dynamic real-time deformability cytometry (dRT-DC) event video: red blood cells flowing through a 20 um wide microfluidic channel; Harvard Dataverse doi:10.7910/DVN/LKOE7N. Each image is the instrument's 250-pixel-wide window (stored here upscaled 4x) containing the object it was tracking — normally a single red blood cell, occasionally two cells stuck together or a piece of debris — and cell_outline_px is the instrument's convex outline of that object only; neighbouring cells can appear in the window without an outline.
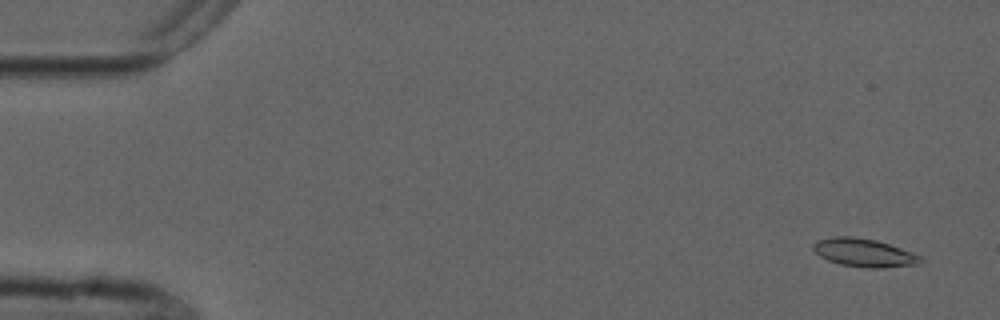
{"species": "common noctule bat (a hibernating species)", "species_latin": "Nyctalus noctula", "temperature_condition": "cold", "stored_images_in_passage": 7, "camera_frame_rate_fps": 3000, "um_per_image_px": 0.085, "animal": {"sex": "male", "forearm_length_mm": 52.5}, "frame": {"image": 1, "passage_image": 3, "time_ms": 0.667, "image_size_px": [1000, 320], "cell_outline_px": [[924, 260], [920, 264], [884, 268], [868, 268], [840, 264], [828, 260], [820, 256], [812, 248], [812, 244], [816, 240], [836, 236], [852, 236], [876, 240], [912, 252], [920, 256]], "centroid_in_image_um": [73.45, 21.48], "position_along_channel_um": 11.6, "area_um2": 17.69}}